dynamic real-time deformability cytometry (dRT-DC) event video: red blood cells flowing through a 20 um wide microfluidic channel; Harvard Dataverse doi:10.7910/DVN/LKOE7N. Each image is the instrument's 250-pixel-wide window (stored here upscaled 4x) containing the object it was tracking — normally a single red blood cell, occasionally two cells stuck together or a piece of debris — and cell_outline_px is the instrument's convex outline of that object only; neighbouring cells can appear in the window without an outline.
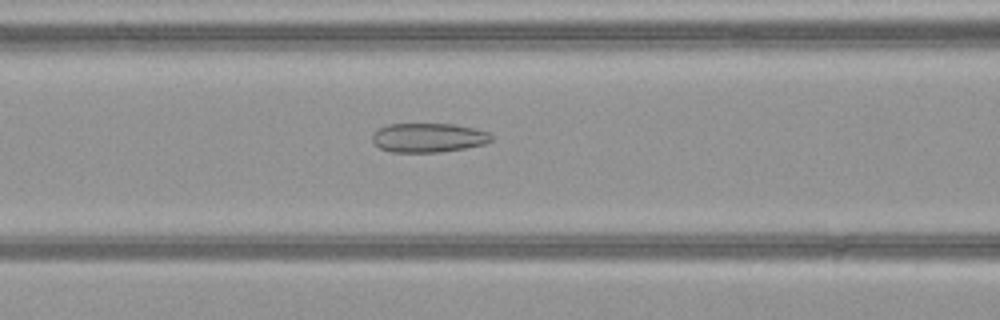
{"species": "common noctule bat (a hibernating species)", "species_latin": "Nyctalus noctula", "temperature_condition": "warm", "stored_images_in_passage": 52, "camera_frame_rate_fps": 3000, "um_per_image_px": 0.085, "animal": {"sex": "female", "body_mass_g": 21.9}, "frame": {"image": 1, "passage_image": 22, "time_ms": 7.0, "image_size_px": [1000, 320], "cell_outline_px": [[492, 140], [484, 144], [464, 148], [440, 152], [392, 152], [380, 148], [372, 140], [372, 132], [388, 124], [452, 124], [472, 128], [488, 132], [492, 136]], "centroid_in_image_um": [36.39, 11.7], "position_along_channel_um": 130.2, "area_um2": 20.11}}
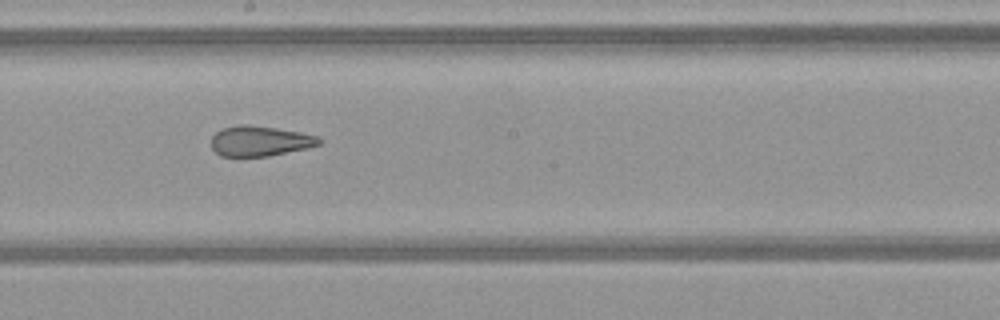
{"frame": {"image": 2, "passage_image": 29, "time_ms": 9.333, "image_size_px": [1000, 320], "cell_outline_px": [[320, 144], [308, 148], [268, 156], [220, 156], [212, 148], [212, 136], [216, 132], [224, 128], [240, 124], [244, 124], [276, 128], [300, 132], [320, 136]], "centroid_in_image_um": [22.11, 11.99], "position_along_channel_um": 226.1, "area_um2": 18.9}}
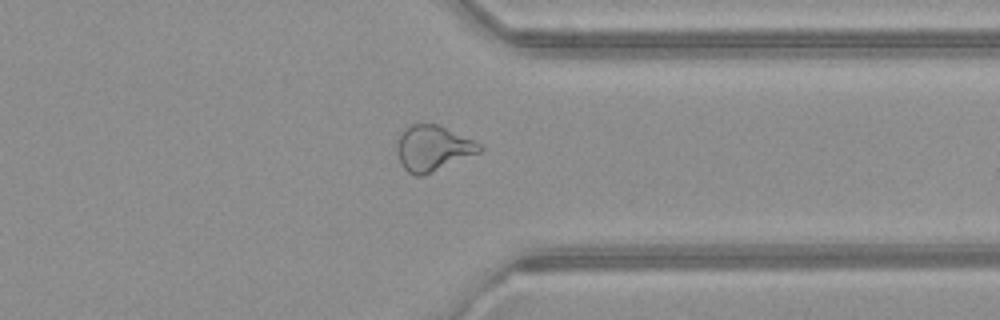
{"frame": {"image": 3, "passage_image": 40, "time_ms": 13.0, "image_size_px": [1000, 320], "cell_outline_px": [[484, 148], [480, 152], [420, 176], [416, 176], [408, 172], [400, 164], [396, 152], [396, 148], [400, 128], [412, 124], [436, 124], [472, 140], [480, 144]], "centroid_in_image_um": [36.71, 12.58], "position_along_channel_um": 374.7, "area_um2": 21.68}}